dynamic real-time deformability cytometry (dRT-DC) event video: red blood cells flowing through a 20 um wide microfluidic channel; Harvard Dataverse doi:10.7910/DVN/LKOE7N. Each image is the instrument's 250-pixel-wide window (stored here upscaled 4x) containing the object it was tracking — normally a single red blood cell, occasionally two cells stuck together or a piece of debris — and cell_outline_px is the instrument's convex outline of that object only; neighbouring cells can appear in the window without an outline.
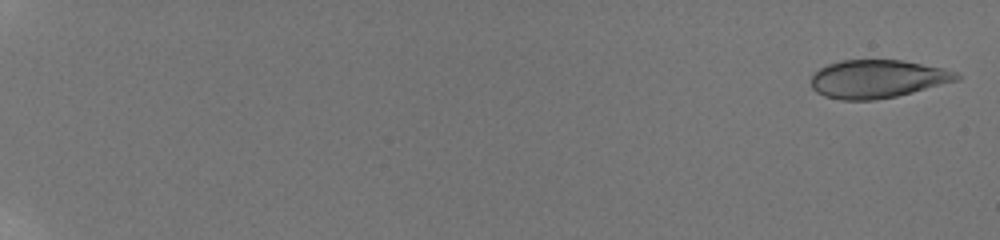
{"species": "human", "species_latin": "Homo sapiens", "temperature_condition": "room temperature", "stored_images_in_passage": 24, "camera_frame_rate_fps": 3000, "um_per_image_px": 0.085, "donor": {"sex": "male"}, "frame": {"image": 1, "passage_image": 1, "time_ms": 0.0, "image_size_px": [1000, 240], "cell_outline_px": [[960, 80], [896, 96], [876, 100], [840, 100], [824, 96], [816, 92], [812, 88], [812, 76], [820, 68], [828, 64], [844, 60], [900, 60], [944, 68], [960, 72]], "centroid_in_image_um": [74.61, 6.71], "position_along_channel_um": 10.4, "area_um2": 32.37}}
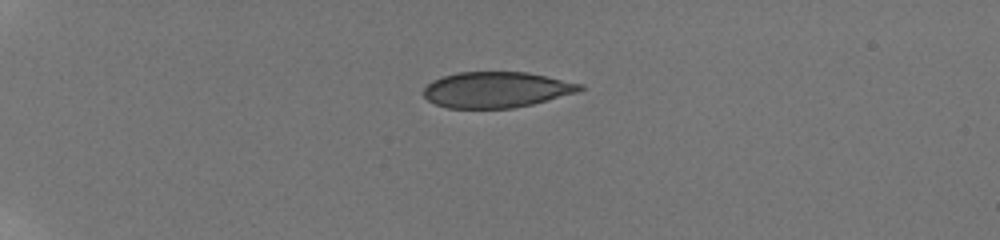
{"frame": {"image": 2, "passage_image": 8, "time_ms": 2.333, "image_size_px": [1000, 240], "cell_outline_px": [[584, 88], [580, 92], [532, 104], [512, 108], [448, 108], [436, 104], [428, 100], [424, 96], [424, 88], [432, 80], [456, 72], [528, 72], [584, 84]], "centroid_in_image_um": [42.23, 7.62], "position_along_channel_um": 42.8, "area_um2": 32.71}}
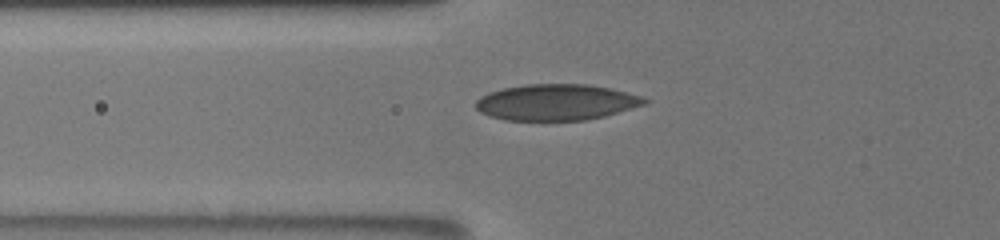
{"frame": {"image": 3, "passage_image": 13, "time_ms": 4.0, "image_size_px": [1000, 240], "cell_outline_px": [[652, 100], [644, 104], [604, 116], [584, 120], [504, 120], [488, 116], [480, 112], [476, 108], [476, 100], [480, 96], [488, 92], [504, 88], [524, 84], [588, 84], [608, 88], [640, 96]], "centroid_in_image_um": [47.23, 8.69], "position_along_channel_um": 78.6, "area_um2": 35.37}}